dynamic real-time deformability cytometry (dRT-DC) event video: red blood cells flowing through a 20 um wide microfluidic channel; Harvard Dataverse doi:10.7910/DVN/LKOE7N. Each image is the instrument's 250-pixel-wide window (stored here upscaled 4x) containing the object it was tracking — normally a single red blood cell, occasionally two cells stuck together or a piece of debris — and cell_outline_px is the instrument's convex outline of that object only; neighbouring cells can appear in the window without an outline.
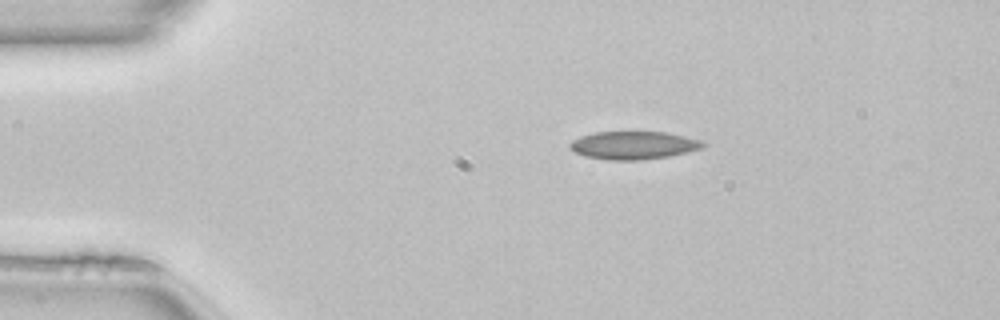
{"species": "common noctule bat (a hibernating species)", "species_latin": "Nyctalus noctula", "temperature_condition": "room temperature", "stored_images_in_passage": 41, "camera_frame_rate_fps": 3000, "um_per_image_px": 0.085, "animal": {"sex": "female", "body_mass_g": 22.7, "forearm_length_mm": 54.2}, "frame": {"image": 1, "passage_image": 1, "time_ms": 0.0, "image_size_px": [1000, 320], "cell_outline_px": [[708, 144], [700, 148], [688, 152], [668, 156], [640, 160], [608, 160], [584, 156], [568, 148], [568, 144], [572, 140], [580, 136], [596, 132], [668, 132], [700, 140]], "centroid_in_image_um": [53.82, 12.35], "position_along_channel_um": 31.2, "area_um2": 21.73}}
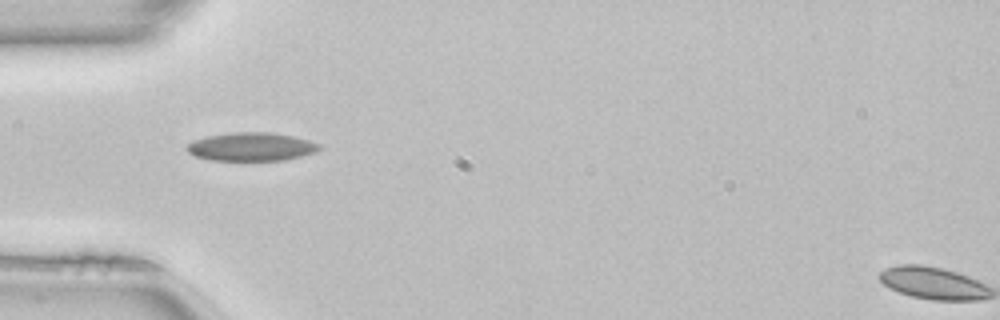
{"frame": {"image": 2, "passage_image": 7, "time_ms": 2.0, "image_size_px": [1000, 320], "cell_outline_px": [[324, 148], [316, 152], [284, 160], [212, 160], [196, 156], [188, 152], [184, 148], [192, 140], [208, 136], [232, 132], [268, 132], [292, 136], [308, 140], [320, 144]], "centroid_in_image_um": [21.37, 12.47], "position_along_channel_um": 63.6, "area_um2": 21.91}}
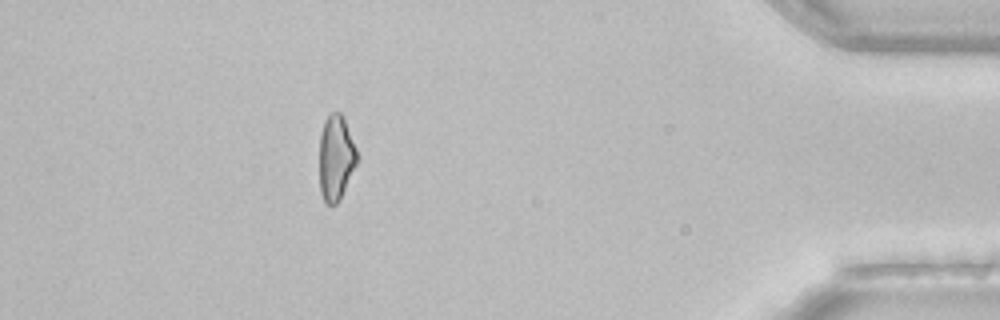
{"frame": {"image": 3, "passage_image": 36, "time_ms": 11.667, "image_size_px": [1000, 320], "cell_outline_px": [[356, 164], [340, 200], [336, 204], [328, 204], [324, 200], [320, 192], [320, 136], [324, 120], [332, 112], [340, 112], [344, 120], [356, 148]], "centroid_in_image_um": [28.53, 13.42], "position_along_channel_um": 406.7, "area_um2": 18.32}, "authors_computed_cell_mechanics": {"area_um2": 20.519, "velocity_mm_per_s": 4.0981, "shape_relaxation_time_tau1_ms": null, "shape_relaxation_time_tau2_ms": 5.0717, "deformation_change_tau1": null, "deformation_change_tau2": 0.1432}}